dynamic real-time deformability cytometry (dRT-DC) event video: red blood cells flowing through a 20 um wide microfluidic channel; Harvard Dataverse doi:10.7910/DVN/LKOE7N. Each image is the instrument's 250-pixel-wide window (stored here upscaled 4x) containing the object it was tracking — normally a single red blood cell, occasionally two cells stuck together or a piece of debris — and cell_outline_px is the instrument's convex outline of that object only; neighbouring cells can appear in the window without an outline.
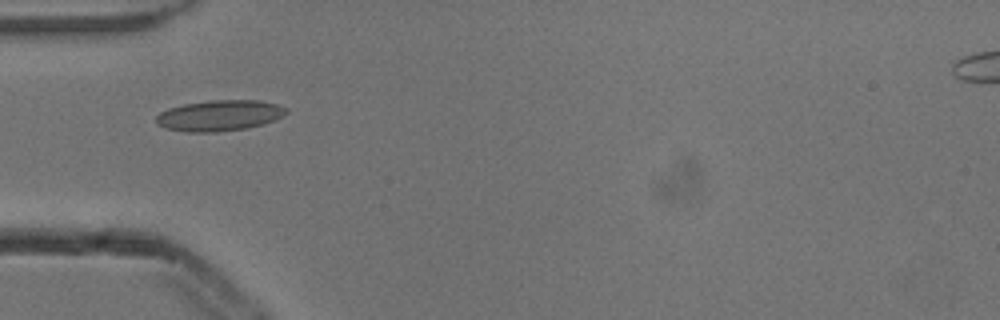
{"species": "common noctule bat (a hibernating species)", "species_latin": "Nyctalus noctula", "temperature_condition": "cold", "stored_images_in_passage": 4, "camera_frame_rate_fps": 3000, "um_per_image_px": 0.085, "animal": {"sex": "male", "body_mass_g": 13.3}, "frame": {"image": 1, "passage_image": 1, "time_ms": 0.0, "image_size_px": [1000, 320], "cell_outline_px": [[288, 112], [284, 116], [260, 124], [244, 128], [216, 132], [188, 132], [164, 128], [156, 124], [156, 116], [160, 112], [168, 108], [184, 104], [212, 100], [260, 100], [276, 104], [288, 108]], "centroid_in_image_um": [18.63, 9.81], "position_along_channel_um": 66.4, "area_um2": 23.29}}
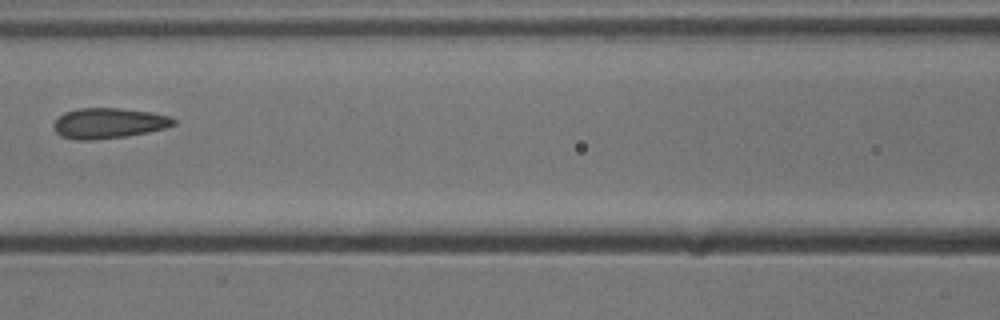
{"frame": {"image": 2, "passage_image": 3, "time_ms": 0.667, "image_size_px": [1000, 320], "cell_outline_px": [[176, 124], [164, 128], [148, 132], [128, 136], [88, 140], [76, 140], [60, 136], [52, 128], [52, 124], [64, 112], [76, 108], [120, 108], [152, 112], [168, 116], [176, 120]], "centroid_in_image_um": [9.2, 10.47], "position_along_channel_um": 157.4, "area_um2": 21.39}}
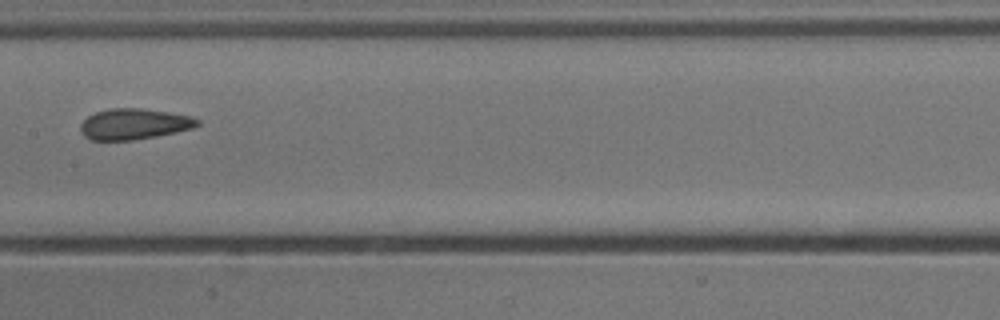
{"frame": {"image": 3, "passage_image": 4, "time_ms": 1.0, "image_size_px": [1000, 320], "cell_outline_px": [[200, 124], [192, 128], [176, 132], [156, 136], [132, 140], [88, 140], [80, 132], [80, 124], [88, 116], [96, 112], [108, 108], [140, 108], [168, 112], [192, 116], [200, 120]], "centroid_in_image_um": [11.38, 10.54], "position_along_channel_um": 196.0, "area_um2": 21.1}}